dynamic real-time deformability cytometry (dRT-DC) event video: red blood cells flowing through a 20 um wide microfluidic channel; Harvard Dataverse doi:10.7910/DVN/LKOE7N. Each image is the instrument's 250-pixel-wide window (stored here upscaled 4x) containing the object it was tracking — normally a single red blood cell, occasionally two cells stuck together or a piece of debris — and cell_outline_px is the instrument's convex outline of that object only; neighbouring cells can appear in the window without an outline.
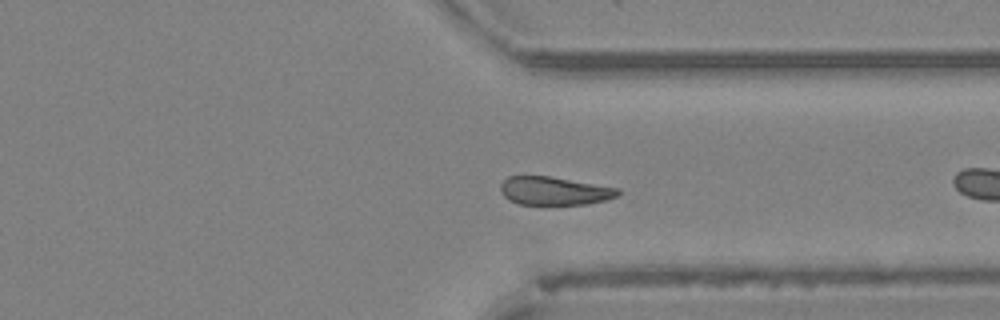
{"species": "Egyptian fruit bat (a non-hibernating species)", "species_latin": "Rousettus aegyptiacus", "temperature_condition": "cold", "stored_images_in_passage": 35, "camera_frame_rate_fps": 3000, "um_per_image_px": 0.085, "animal": {"sex": "female"}, "frame": {"image": 1, "passage_image": 25, "time_ms": 8.0, "image_size_px": [1000, 320], "cell_outline_px": [[620, 192], [616, 196], [604, 200], [588, 204], [516, 204], [508, 200], [504, 196], [500, 188], [500, 184], [508, 176], [548, 176], [620, 188]], "centroid_in_image_um": [47.09, 16.22], "position_along_channel_um": 364.3, "area_um2": 19.25}, "authors_computed_cell_mechanics": {"area_um2": 20.3456, "velocity_mm_per_s": 3.8919, "shape_relaxation_time_tau1_ms": null, "shape_relaxation_time_tau2_ms": 8.0561, "deformation_change_tau1": null, "deformation_change_tau2": 0.1413}}